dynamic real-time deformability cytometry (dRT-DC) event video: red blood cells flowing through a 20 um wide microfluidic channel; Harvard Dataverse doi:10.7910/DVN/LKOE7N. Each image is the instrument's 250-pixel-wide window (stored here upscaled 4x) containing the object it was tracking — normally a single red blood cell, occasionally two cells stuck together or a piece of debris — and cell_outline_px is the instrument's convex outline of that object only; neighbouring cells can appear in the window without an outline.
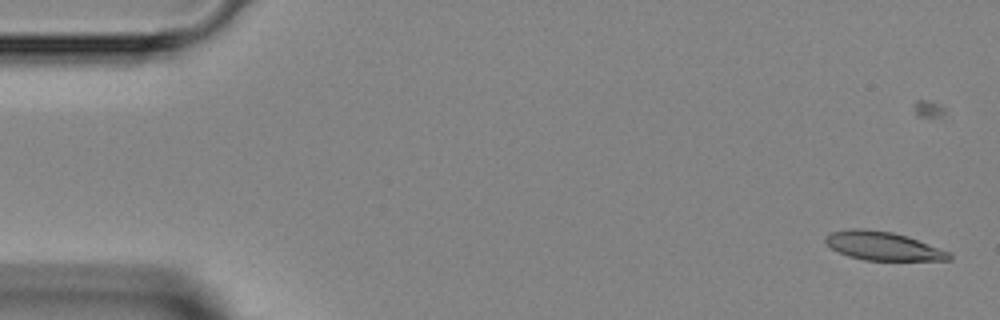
{"species": "Egyptian fruit bat (a non-hibernating species)", "species_latin": "Rousettus aegyptiacus", "temperature_condition": "room temperature", "stored_images_in_passage": 14, "camera_frame_rate_fps": 3000, "um_per_image_px": 0.085, "animal": {"sex": "female"}, "frame": {"image": 1, "passage_image": 2, "time_ms": 0.333, "image_size_px": [1000, 320], "cell_outline_px": [[952, 260], [864, 260], [848, 256], [832, 248], [824, 240], [824, 236], [832, 232], [852, 228], [864, 228], [892, 232], [908, 236], [952, 252]], "centroid_in_image_um": [75.09, 20.9], "position_along_channel_um": 9.9, "area_um2": 20.69}}
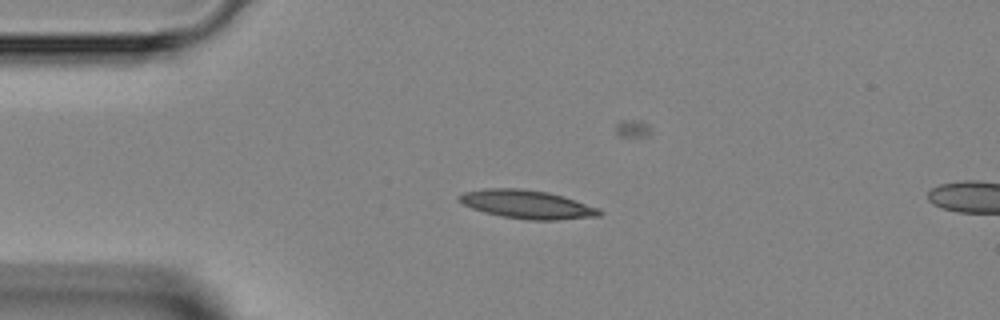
{"frame": {"image": 2, "passage_image": 11, "time_ms": 3.333, "image_size_px": [1000, 320], "cell_outline_px": [[604, 212], [600, 216], [556, 220], [532, 220], [504, 216], [484, 212], [472, 208], [456, 200], [456, 196], [464, 192], [484, 188], [520, 188], [548, 192], [564, 196], [600, 208]], "centroid_in_image_um": [44.81, 17.36], "position_along_channel_um": 40.2, "area_um2": 23.41}}